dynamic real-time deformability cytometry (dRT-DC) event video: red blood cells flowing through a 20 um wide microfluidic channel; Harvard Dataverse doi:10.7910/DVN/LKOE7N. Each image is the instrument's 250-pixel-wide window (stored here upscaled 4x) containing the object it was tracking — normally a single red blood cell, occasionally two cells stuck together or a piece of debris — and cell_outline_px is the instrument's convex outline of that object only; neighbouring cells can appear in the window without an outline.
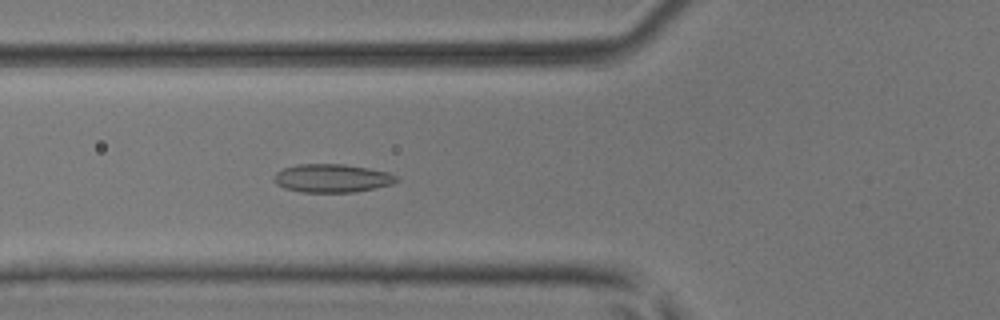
{"species": "common noctule bat (a hibernating species)", "species_latin": "Nyctalus noctula", "temperature_condition": "room temperature", "stored_images_in_passage": 5, "camera_frame_rate_fps": 3000, "um_per_image_px": 0.085, "animal": {"sex": "male", "body_mass_g": 17.9, "forearm_length_mm": 54.2}, "frame": {"image": 1, "passage_image": 5, "time_ms": 1.333, "image_size_px": [1000, 320], "cell_outline_px": [[400, 180], [392, 184], [376, 188], [352, 192], [300, 192], [284, 188], [276, 184], [272, 180], [276, 172], [284, 168], [296, 164], [344, 164], [368, 168], [388, 172], [396, 176]], "centroid_in_image_um": [28.2, 15.15], "position_along_channel_um": 97.6, "area_um2": 20.35}}